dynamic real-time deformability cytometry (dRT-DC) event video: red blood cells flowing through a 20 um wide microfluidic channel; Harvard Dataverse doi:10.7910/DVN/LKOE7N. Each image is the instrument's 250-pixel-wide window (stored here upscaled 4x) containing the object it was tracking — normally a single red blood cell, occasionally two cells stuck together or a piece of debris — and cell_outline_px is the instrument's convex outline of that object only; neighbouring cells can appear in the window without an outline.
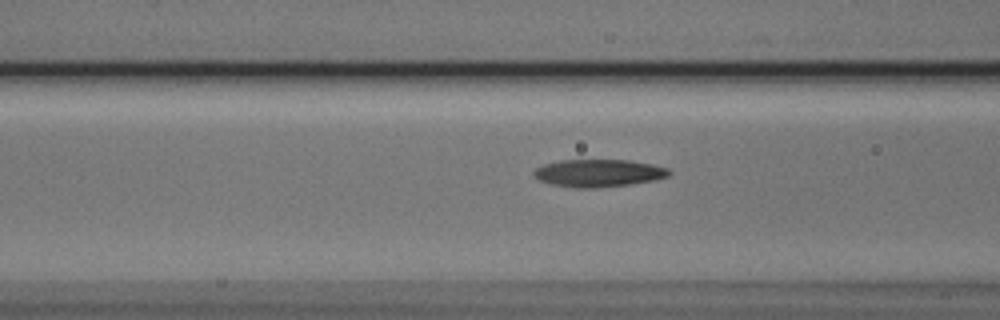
{"species": "Egyptian fruit bat (a non-hibernating species)", "species_latin": "Rousettus aegyptiacus", "temperature_condition": "cold", "stored_images_in_passage": 17, "camera_frame_rate_fps": 3000, "um_per_image_px": 0.085, "animal": {"sex": "male"}, "frame": {"image": 1, "passage_image": 15, "time_ms": 4.667, "image_size_px": [1000, 320], "cell_outline_px": [[672, 172], [668, 176], [652, 180], [628, 184], [596, 188], [576, 188], [552, 184], [540, 180], [532, 172], [536, 168], [544, 164], [560, 160], [628, 160], [652, 164], [668, 168]], "centroid_in_image_um": [50.87, 14.7], "position_along_channel_um": 115.7, "area_um2": 21.5}}